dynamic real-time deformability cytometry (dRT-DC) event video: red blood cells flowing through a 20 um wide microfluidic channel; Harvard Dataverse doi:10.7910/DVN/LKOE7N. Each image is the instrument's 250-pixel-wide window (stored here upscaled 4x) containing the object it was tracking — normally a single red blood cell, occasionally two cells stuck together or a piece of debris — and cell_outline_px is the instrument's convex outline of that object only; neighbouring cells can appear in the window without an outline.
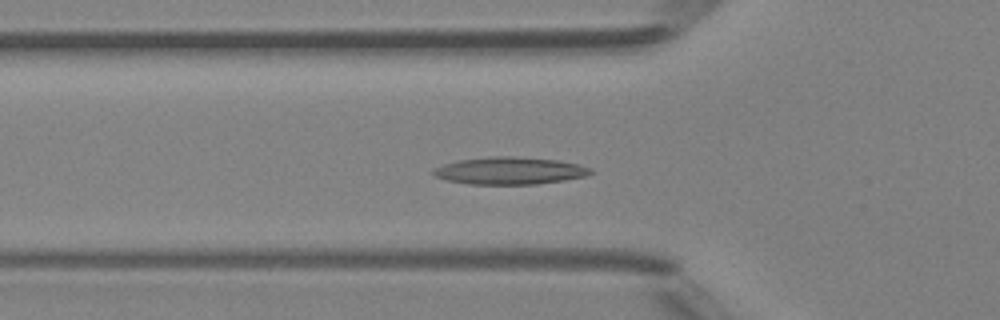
{"species": "Egyptian fruit bat (a non-hibernating species)", "species_latin": "Rousettus aegyptiacus", "temperature_condition": "room temperature", "stored_images_in_passage": 48, "camera_frame_rate_fps": 3000, "um_per_image_px": 0.085, "animal": {"sex": "female"}, "frame": {"image": 1, "passage_image": 16, "time_ms": 5.0, "image_size_px": [1000, 320], "cell_outline_px": [[596, 172], [588, 176], [564, 180], [536, 184], [468, 184], [448, 180], [436, 176], [432, 172], [436, 168], [444, 164], [460, 160], [492, 156], [512, 156], [556, 160], [580, 164], [592, 168]], "centroid_in_image_um": [43.42, 14.51], "position_along_channel_um": 82.4, "area_um2": 24.97}}
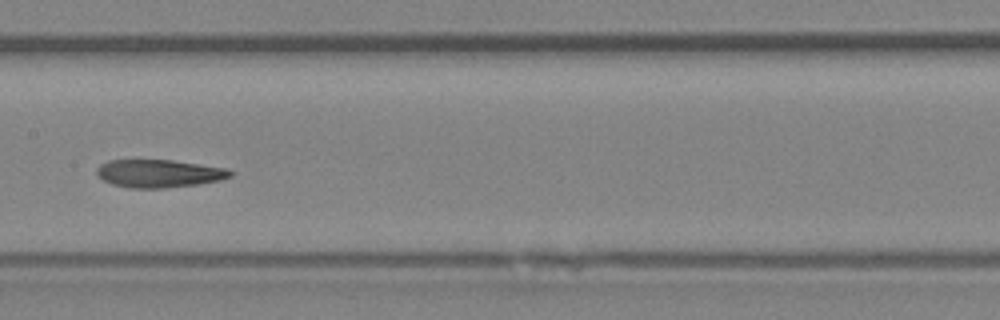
{"frame": {"image": 2, "passage_image": 24, "time_ms": 7.667, "image_size_px": [1000, 320], "cell_outline_px": [[232, 176], [220, 180], [196, 184], [164, 188], [128, 188], [112, 184], [104, 180], [96, 172], [96, 168], [100, 164], [108, 160], [172, 160], [228, 168], [232, 172]], "centroid_in_image_um": [13.51, 14.74], "position_along_channel_um": 193.9, "area_um2": 21.68}}
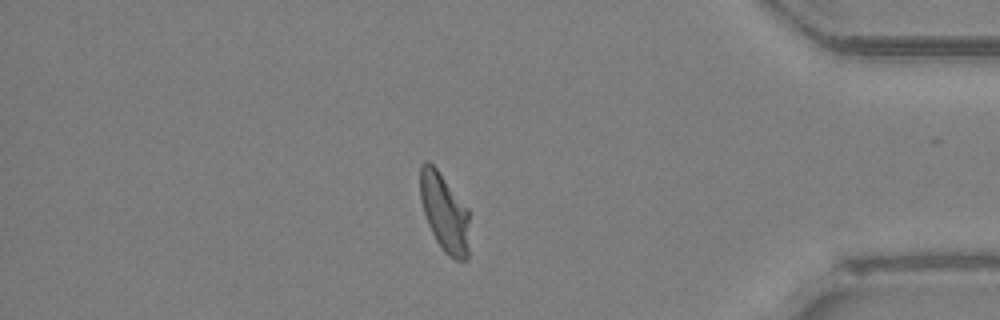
{"frame": {"image": 3, "passage_image": 41, "time_ms": 13.333, "image_size_px": [1000, 320], "cell_outline_px": [[468, 260], [456, 260], [448, 256], [444, 252], [436, 240], [428, 224], [424, 212], [420, 196], [420, 168], [424, 160], [428, 160], [436, 168], [468, 208]], "centroid_in_image_um": [37.77, 18.07], "position_along_channel_um": 397.4, "area_um2": 22.31}, "authors_computed_cell_mechanics": {"area_um2": 22.9755, "velocity_mm_per_s": 4.1867, "shape_relaxation_time_tau1_ms": null, "shape_relaxation_time_tau2_ms": 1.4798, "deformation_change_tau1": null, "deformation_change_tau2": 0.0904}}